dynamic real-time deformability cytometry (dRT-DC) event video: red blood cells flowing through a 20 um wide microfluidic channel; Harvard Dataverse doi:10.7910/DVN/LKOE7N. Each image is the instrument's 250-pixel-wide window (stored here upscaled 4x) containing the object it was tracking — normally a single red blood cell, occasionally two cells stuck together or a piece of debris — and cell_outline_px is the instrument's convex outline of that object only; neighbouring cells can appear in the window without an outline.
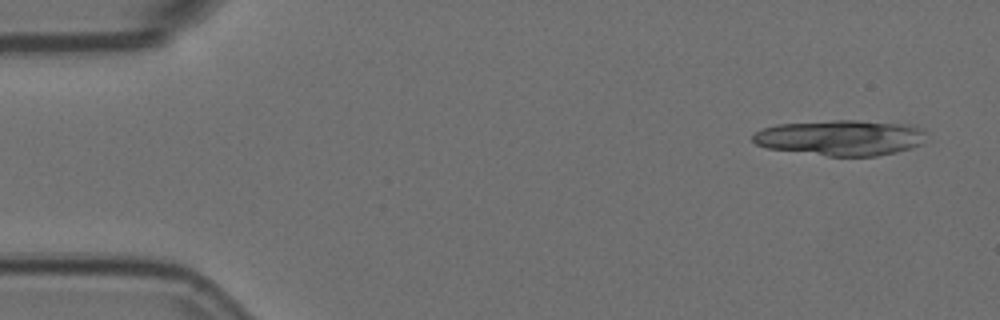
{"species": "Egyptian fruit bat (a non-hibernating species)", "species_latin": "Rousettus aegyptiacus", "temperature_condition": "room temperature", "stored_images_in_passage": 6, "camera_frame_rate_fps": 3000, "um_per_image_px": 0.085, "animal": {"sex": "female"}, "frame": {"image": 1, "passage_image": 1, "time_ms": 0.0, "image_size_px": [1000, 320], "cell_outline_px": [[924, 144], [912, 148], [896, 152], [876, 156], [828, 156], [768, 148], [756, 144], [752, 140], [752, 136], [756, 132], [764, 128], [776, 124], [832, 120], [856, 120], [912, 124], [924, 128]], "centroid_in_image_um": [71.51, 11.7], "position_along_channel_um": 13.5, "area_um2": 36.24}}
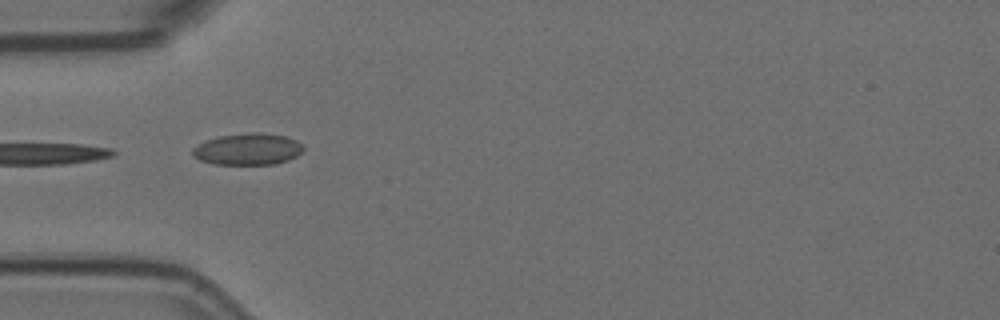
{"frame": {"image": 2, "passage_image": 5, "time_ms": 1.333, "image_size_px": [1000, 320], "cell_outline_px": [[304, 148], [296, 156], [288, 160], [276, 164], [212, 164], [200, 160], [192, 156], [192, 148], [208, 140], [220, 136], [252, 132], [260, 132], [284, 136], [296, 140]], "centroid_in_image_um": [21.05, 12.68], "position_along_channel_um": 63.9, "area_um2": 20.23}}